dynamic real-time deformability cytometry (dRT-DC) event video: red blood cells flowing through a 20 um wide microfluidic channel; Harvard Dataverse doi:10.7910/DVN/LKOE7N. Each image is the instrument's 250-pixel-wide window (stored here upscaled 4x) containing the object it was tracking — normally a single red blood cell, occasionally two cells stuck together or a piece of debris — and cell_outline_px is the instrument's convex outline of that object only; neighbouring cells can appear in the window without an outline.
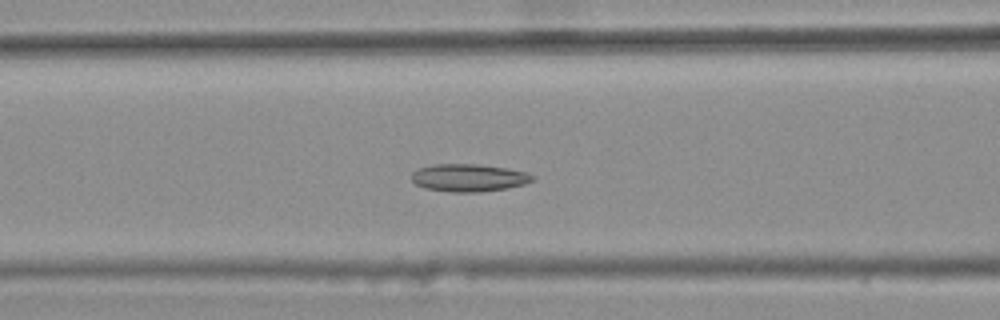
{"species": "common noctule bat (a hibernating species)", "species_latin": "Nyctalus noctula", "temperature_condition": "warm", "stored_images_in_passage": 46, "camera_frame_rate_fps": 3000, "um_per_image_px": 0.085, "animal": {"sex": "female", "body_mass_g": 25.1}, "frame": {"image": 1, "passage_image": 22, "time_ms": 7.0, "image_size_px": [1000, 320], "cell_outline_px": [[536, 180], [524, 184], [508, 188], [476, 192], [448, 192], [424, 188], [416, 184], [412, 180], [412, 172], [420, 168], [432, 164], [480, 164], [508, 168], [528, 172], [536, 176]], "centroid_in_image_um": [39.89, 15.1], "position_along_channel_um": 126.7, "area_um2": 19.71}}
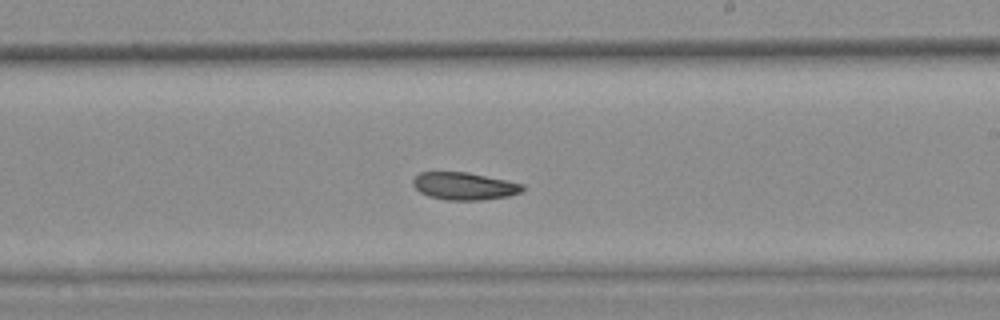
{"frame": {"image": 2, "passage_image": 32, "time_ms": 10.333, "image_size_px": [1000, 320], "cell_outline_px": [[524, 188], [520, 192], [508, 196], [480, 200], [444, 200], [428, 196], [420, 192], [412, 184], [412, 180], [420, 172], [468, 172], [524, 184]], "centroid_in_image_um": [39.44, 15.82], "position_along_channel_um": 249.6, "area_um2": 17.51}}
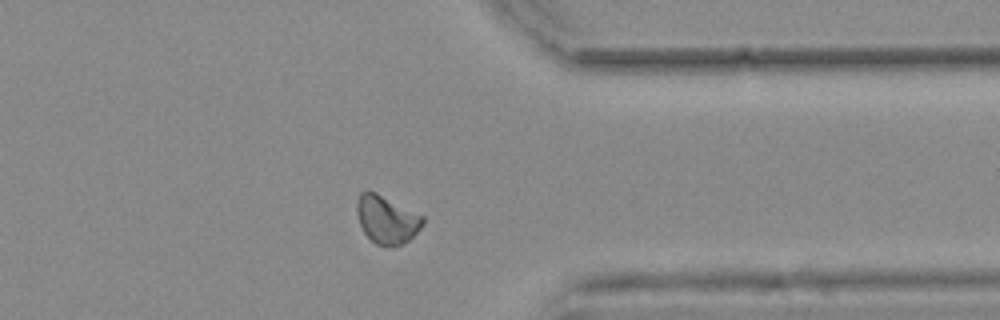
{"frame": {"image": 3, "passage_image": 43, "time_ms": 14.0, "image_size_px": [1000, 320], "cell_outline_px": [[424, 224], [408, 240], [400, 244], [388, 248], [376, 244], [364, 232], [360, 224], [356, 212], [356, 200], [360, 192], [368, 188], [424, 216]], "centroid_in_image_um": [32.84, 18.63], "position_along_channel_um": 378.6, "area_um2": 18.61}, "authors_computed_cell_mechanics": {"area_um2": 18.7272, "velocity_mm_per_s": 3.6991, "shape_relaxation_time_tau1_ms": null, "shape_relaxation_time_tau2_ms": 5.6329, "deformation_change_tau1": null, "deformation_change_tau2": 0.1042}}